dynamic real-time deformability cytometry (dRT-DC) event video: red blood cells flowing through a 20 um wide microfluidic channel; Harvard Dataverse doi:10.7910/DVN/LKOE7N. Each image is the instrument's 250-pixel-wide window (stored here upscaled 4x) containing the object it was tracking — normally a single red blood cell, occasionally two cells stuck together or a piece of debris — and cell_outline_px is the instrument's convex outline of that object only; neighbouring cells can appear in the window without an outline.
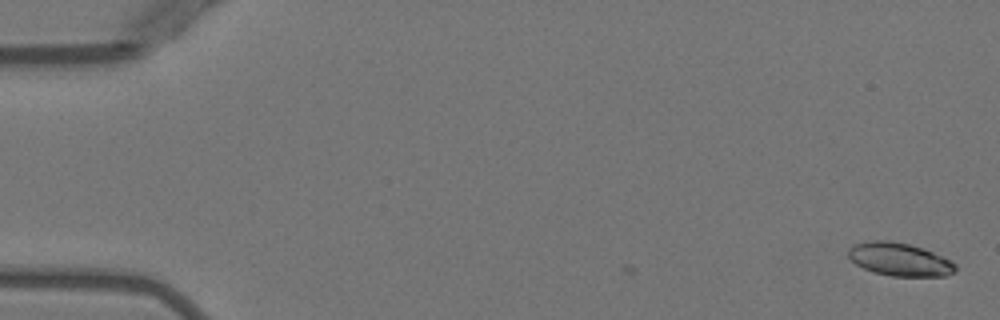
{"species": "Egyptian fruit bat (a non-hibernating species)", "species_latin": "Rousettus aegyptiacus", "temperature_condition": "warm", "stored_images_in_passage": 2, "camera_frame_rate_fps": 3000, "um_per_image_px": 0.085, "animal": {"sex": "female"}, "frame": {"image": 1, "passage_image": 2, "time_ms": 0.333, "image_size_px": [1000, 320], "cell_outline_px": [[956, 268], [952, 272], [944, 276], [892, 276], [872, 272], [856, 264], [848, 256], [848, 248], [852, 244], [872, 240], [888, 240], [908, 244], [924, 248], [944, 256], [952, 260], [956, 264]], "centroid_in_image_um": [76.46, 22.03], "position_along_channel_um": 8.5, "area_um2": 20.81}}